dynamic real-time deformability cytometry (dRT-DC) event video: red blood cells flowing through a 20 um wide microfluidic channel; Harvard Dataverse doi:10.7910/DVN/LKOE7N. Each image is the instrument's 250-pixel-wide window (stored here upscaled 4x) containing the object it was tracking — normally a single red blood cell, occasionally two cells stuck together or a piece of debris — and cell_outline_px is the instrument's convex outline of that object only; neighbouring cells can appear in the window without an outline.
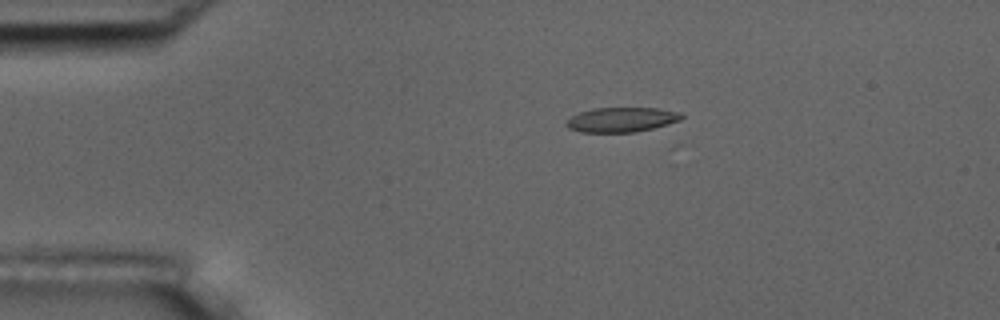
{"species": "common noctule bat (a hibernating species)", "species_latin": "Nyctalus noctula", "temperature_condition": "room temperature", "stored_images_in_passage": 4, "camera_frame_rate_fps": 3000, "um_per_image_px": 0.085, "animal": {"sex": "male", "body_mass_g": 17.5, "forearm_length_mm": 52.3}, "frame": {"image": 1, "passage_image": 2, "time_ms": 1.333, "image_size_px": [1000, 320], "cell_outline_px": [[684, 116], [680, 120], [668, 124], [636, 132], [580, 132], [568, 128], [564, 124], [572, 116], [580, 112], [592, 108], [656, 108], [680, 112]], "centroid_in_image_um": [52.82, 10.17], "position_along_channel_um": 32.2, "area_um2": 16.53}}